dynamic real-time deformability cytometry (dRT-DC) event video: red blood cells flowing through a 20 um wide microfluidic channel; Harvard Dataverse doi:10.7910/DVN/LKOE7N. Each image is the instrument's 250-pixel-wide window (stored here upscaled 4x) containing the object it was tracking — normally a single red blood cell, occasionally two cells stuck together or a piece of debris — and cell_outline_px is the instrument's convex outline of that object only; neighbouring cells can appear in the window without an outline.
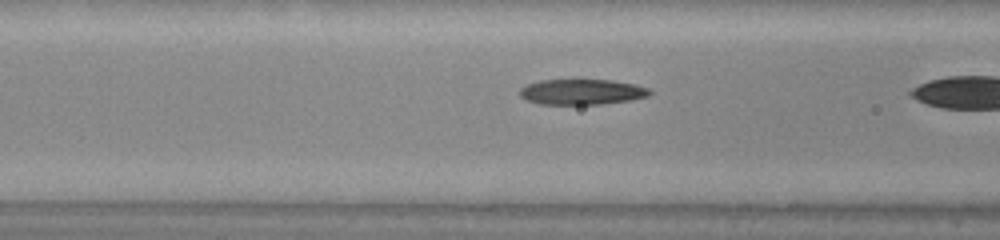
{"species": "common noctule bat (a hibernating species)", "species_latin": "Nyctalus noctula", "temperature_condition": "warm", "stored_images_in_passage": 5, "camera_frame_rate_fps": 3000, "um_per_image_px": 0.085, "animal": {"sex": "male", "body_mass_g": 20.0, "forearm_length_mm": 53.3}, "frame": {"image": 1, "passage_image": 4, "time_ms": 1.0, "image_size_px": [1000, 240], "cell_outline_px": [[652, 92], [648, 96], [632, 100], [600, 104], [540, 104], [528, 100], [520, 96], [520, 88], [528, 84], [540, 80], [576, 76], [612, 80], [636, 84], [648, 88]], "centroid_in_image_um": [49.46, 7.75], "position_along_channel_um": 117.1, "area_um2": 20.29}}